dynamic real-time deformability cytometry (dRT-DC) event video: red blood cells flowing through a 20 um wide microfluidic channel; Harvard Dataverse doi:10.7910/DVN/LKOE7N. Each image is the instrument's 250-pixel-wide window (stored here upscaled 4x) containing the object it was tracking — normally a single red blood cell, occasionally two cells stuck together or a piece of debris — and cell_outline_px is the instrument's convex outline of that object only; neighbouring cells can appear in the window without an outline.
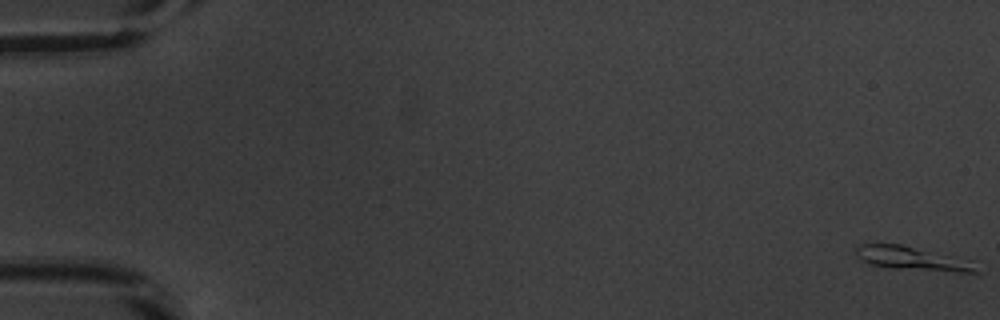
{"species": "common noctule bat (a hibernating species)", "species_latin": "Nyctalus noctula", "temperature_condition": "warm", "stored_images_in_passage": 54, "camera_frame_rate_fps": 3000, "um_per_image_px": 0.085, "animal": {"sex": "male", "body_mass_g": 20.1, "forearm_length_mm": 53.5}, "frame": {"image": 1, "passage_image": 1, "time_ms": 0.0, "image_size_px": [1000, 320], "cell_outline_px": [[980, 272], [956, 272], [888, 268], [868, 264], [860, 260], [856, 252], [856, 248], [860, 244], [900, 244], [976, 260]], "centroid_in_image_um": [77.65, 21.98], "position_along_channel_um": 7.3, "area_um2": 17.11}}
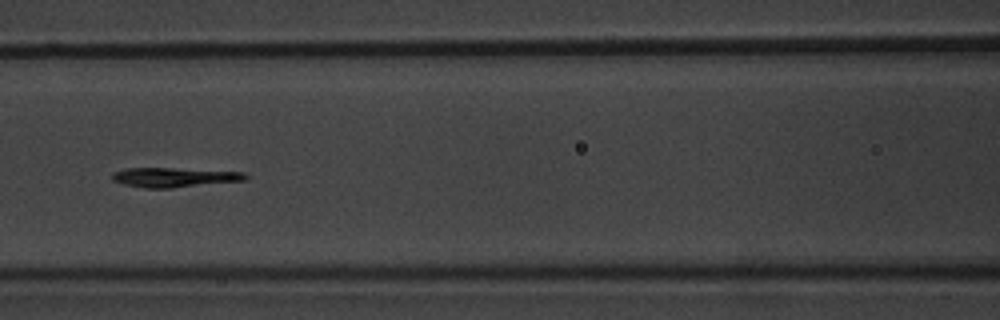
{"frame": {"image": 2, "passage_image": 25, "time_ms": 8.0, "image_size_px": [1000, 320], "cell_outline_px": [[248, 176], [244, 180], [172, 188], [144, 188], [124, 184], [112, 180], [112, 172], [128, 168], [172, 168], [244, 172]], "centroid_in_image_um": [14.77, 15.07], "position_along_channel_um": 151.8, "area_um2": 15.03}}
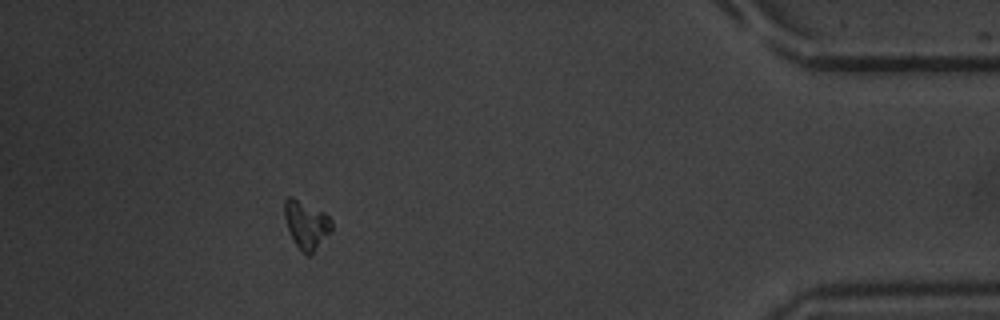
{"frame": {"image": 3, "passage_image": 49, "time_ms": 16.0, "image_size_px": [1000, 320], "cell_outline_px": [[332, 228], [312, 256], [308, 256], [292, 240], [284, 216], [284, 200], [288, 196], [292, 196], [324, 212], [332, 220]], "centroid_in_image_um": [26.03, 19.09], "position_along_channel_um": 409.2, "area_um2": 13.18}}